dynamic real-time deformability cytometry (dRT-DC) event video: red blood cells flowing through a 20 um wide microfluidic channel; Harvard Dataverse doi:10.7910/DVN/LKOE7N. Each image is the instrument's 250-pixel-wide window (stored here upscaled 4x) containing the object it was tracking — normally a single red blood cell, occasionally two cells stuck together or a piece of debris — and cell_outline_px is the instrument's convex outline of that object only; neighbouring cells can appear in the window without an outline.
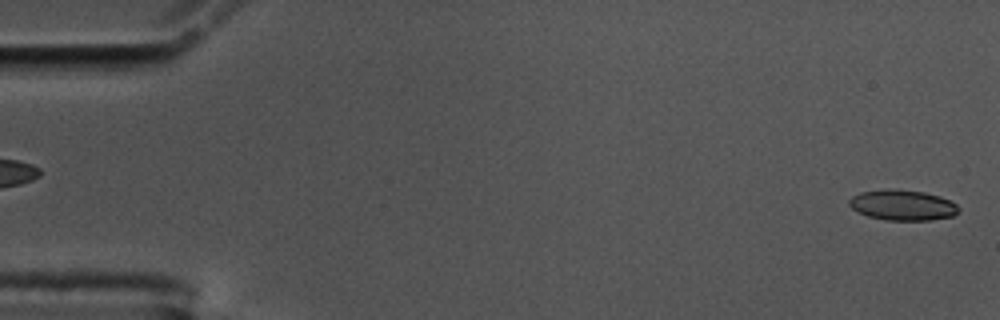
{"species": "common noctule bat (a hibernating species)", "species_latin": "Nyctalus noctula", "temperature_condition": "cold", "stored_images_in_passage": 12, "camera_frame_rate_fps": 3000, "um_per_image_px": 0.085, "animal": {"sex": "male", "body_mass_g": 17.5, "forearm_length_mm": 52.3}, "frame": {"image": 1, "passage_image": 1, "time_ms": 0.0, "image_size_px": [1000, 320], "cell_outline_px": [[960, 208], [952, 216], [932, 220], [888, 220], [868, 216], [856, 212], [848, 204], [848, 200], [852, 196], [860, 192], [892, 188], [924, 192], [940, 196], [956, 204]], "centroid_in_image_um": [76.68, 17.43], "position_along_channel_um": 8.3, "area_um2": 19.48}}